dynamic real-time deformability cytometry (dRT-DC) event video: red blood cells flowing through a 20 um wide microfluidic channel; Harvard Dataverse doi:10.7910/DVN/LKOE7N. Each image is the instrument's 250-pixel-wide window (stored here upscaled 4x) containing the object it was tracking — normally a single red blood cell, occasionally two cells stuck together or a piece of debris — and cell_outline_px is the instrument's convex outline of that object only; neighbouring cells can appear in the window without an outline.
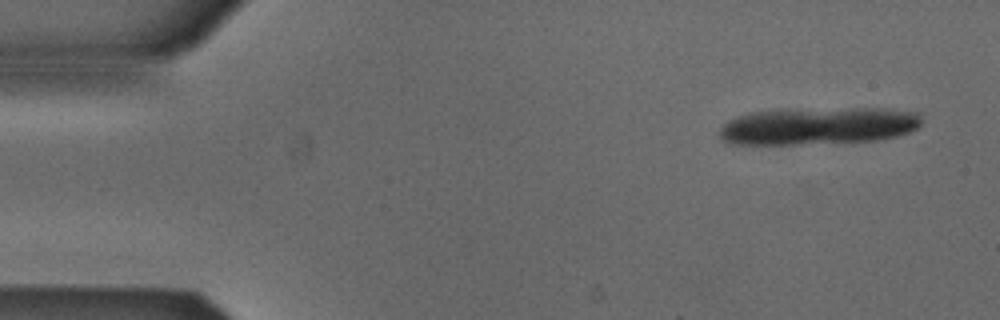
{"species": "Egyptian fruit bat (a non-hibernating species)", "species_latin": "Rousettus aegyptiacus", "temperature_condition": "cold", "stored_images_in_passage": 5, "camera_frame_rate_fps": 3000, "um_per_image_px": 0.085, "animal": {"sex": "male"}, "frame": {"image": 1, "passage_image": 1, "time_ms": 0.0, "image_size_px": [1000, 320], "cell_outline_px": [[920, 128], [896, 136], [876, 140], [792, 144], [728, 144], [720, 140], [720, 128], [728, 120], [736, 116], [752, 112], [780, 108], [888, 108], [920, 112]], "centroid_in_image_um": [69.53, 10.68], "position_along_channel_um": 15.5, "area_um2": 44.68}}